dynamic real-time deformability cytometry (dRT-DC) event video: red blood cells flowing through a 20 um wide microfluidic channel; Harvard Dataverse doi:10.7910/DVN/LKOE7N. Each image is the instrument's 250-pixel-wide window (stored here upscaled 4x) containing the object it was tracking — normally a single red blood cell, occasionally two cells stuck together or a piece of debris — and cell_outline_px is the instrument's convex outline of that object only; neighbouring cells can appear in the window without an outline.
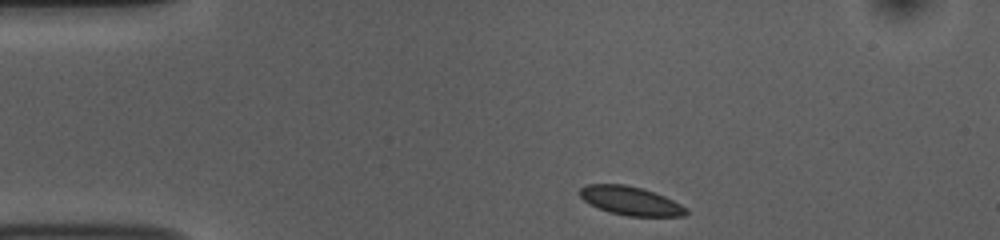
{"species": "common noctule bat (a hibernating species)", "species_latin": "Nyctalus noctula", "temperature_condition": "room temperature", "stored_images_in_passage": 45, "camera_frame_rate_fps": 3000, "um_per_image_px": 0.085, "animal": {"sex": "female", "body_mass_g": 10.0, "forearm_length_mm": 53.1}, "frame": {"image": 1, "passage_image": 1, "time_ms": 0.0, "image_size_px": [1000, 240], "cell_outline_px": [[688, 212], [684, 216], [628, 216], [608, 212], [584, 200], [580, 196], [580, 188], [588, 184], [624, 184], [644, 188], [664, 196], [688, 208]], "centroid_in_image_um": [53.62, 17.06], "position_along_channel_um": 31.4, "area_um2": 17.69}}
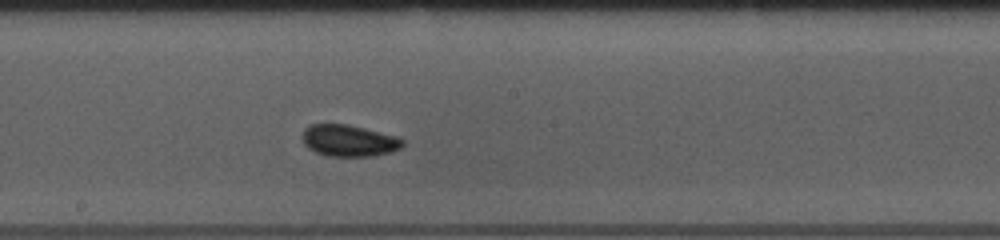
{"frame": {"image": 2, "passage_image": 20, "time_ms": 6.333, "image_size_px": [1000, 240], "cell_outline_px": [[404, 144], [400, 148], [392, 152], [372, 156], [328, 156], [316, 152], [308, 148], [304, 144], [304, 128], [308, 124], [348, 124], [396, 136], [404, 140]], "centroid_in_image_um": [29.67, 11.95], "position_along_channel_um": 218.5, "area_um2": 18.44}}
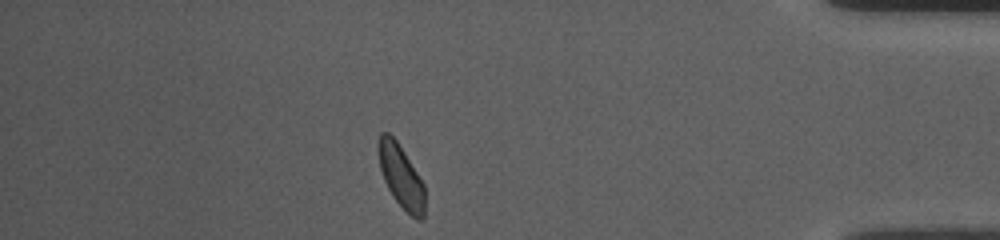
{"frame": {"image": 3, "passage_image": 38, "time_ms": 12.333, "image_size_px": [1000, 240], "cell_outline_px": [[424, 216], [420, 220], [416, 220], [396, 200], [388, 188], [384, 180], [380, 168], [376, 148], [376, 144], [380, 132], [388, 132], [396, 140], [404, 152], [424, 184]], "centroid_in_image_um": [34.05, 14.93], "position_along_channel_um": 401.1, "area_um2": 16.94}}